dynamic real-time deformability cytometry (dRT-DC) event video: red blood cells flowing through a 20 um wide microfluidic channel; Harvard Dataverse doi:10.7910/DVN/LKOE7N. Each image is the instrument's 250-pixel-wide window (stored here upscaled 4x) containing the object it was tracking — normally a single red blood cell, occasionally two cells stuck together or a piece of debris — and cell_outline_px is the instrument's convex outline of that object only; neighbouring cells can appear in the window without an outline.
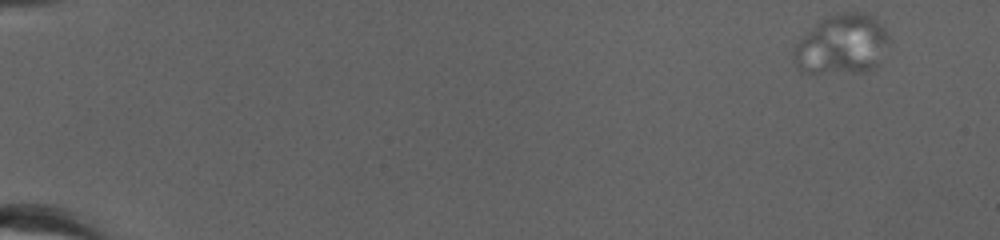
{"species": "human", "species_latin": "Homo sapiens", "temperature_condition": "cold", "stored_images_in_passage": 51, "camera_frame_rate_fps": 3000, "um_per_image_px": 0.085, "donor": {"sex": "female"}, "frame": {"image": 1, "passage_image": 1, "time_ms": 0.0, "image_size_px": [1000, 240], "cell_outline_px": [[892, 40], [880, 64], [876, 68], [864, 72], [800, 72], [796, 68], [792, 60], [792, 52], [796, 44], [816, 24], [828, 16], [840, 12], [864, 12], [872, 16], [888, 32]], "centroid_in_image_um": [71.61, 3.8], "position_along_channel_um": 13.4, "area_um2": 33.7}}
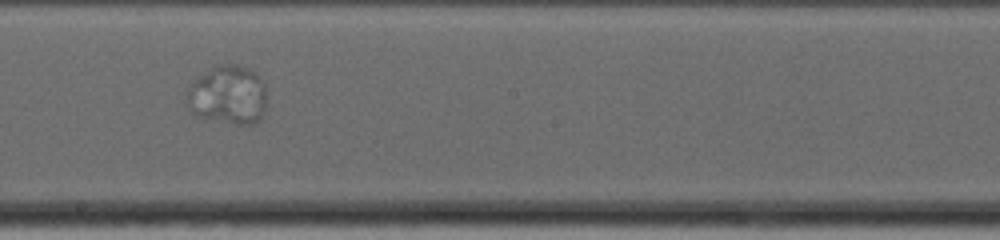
{"frame": {"image": 2, "passage_image": 30, "time_ms": 9.667, "image_size_px": [1000, 240], "cell_outline_px": [[264, 112], [260, 120], [252, 124], [236, 124], [196, 116], [188, 108], [184, 100], [184, 92], [196, 76], [216, 64], [236, 64], [248, 68], [256, 72], [264, 80]], "centroid_in_image_um": [19.31, 8.05], "position_along_channel_um": 228.9, "area_um2": 28.09}}
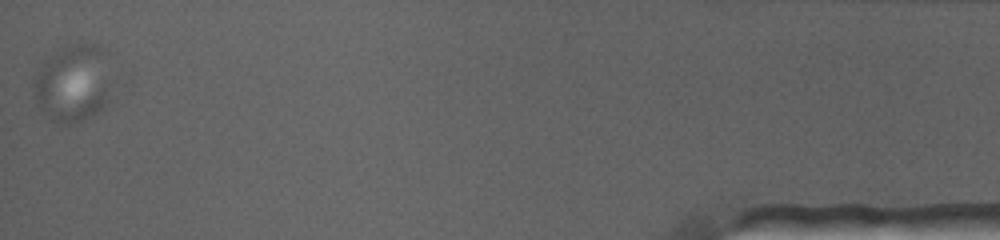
{"frame": {"image": 3, "passage_image": 51, "time_ms": 16.667, "image_size_px": [1000, 240], "cell_outline_px": [[108, 84], [104, 104], [92, 116], [84, 120], [72, 124], [64, 124], [52, 120], [40, 108], [36, 96], [32, 80], [36, 72], [44, 60], [56, 52], [72, 44], [96, 44], [100, 48]], "centroid_in_image_um": [6.1, 7.11], "position_along_channel_um": 429.1, "area_um2": 33.58}}